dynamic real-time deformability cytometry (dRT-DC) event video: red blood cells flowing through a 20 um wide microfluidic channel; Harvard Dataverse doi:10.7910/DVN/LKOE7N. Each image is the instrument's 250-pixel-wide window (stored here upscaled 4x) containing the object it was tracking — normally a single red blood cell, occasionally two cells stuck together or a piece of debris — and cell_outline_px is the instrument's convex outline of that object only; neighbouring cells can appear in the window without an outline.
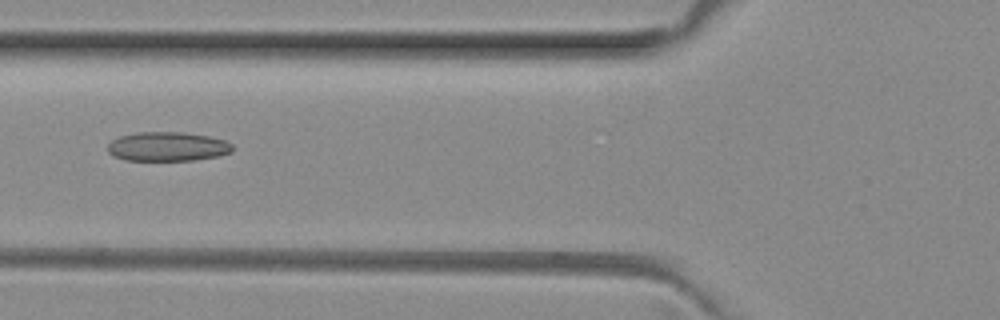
{"species": "common noctule bat (a hibernating species)", "species_latin": "Nyctalus noctula", "temperature_condition": "room temperature", "stored_images_in_passage": 6, "camera_frame_rate_fps": 3000, "um_per_image_px": 0.085, "animal": {"sex": "female", "body_mass_g": 29.2, "forearm_length_mm": 56.3}, "frame": {"image": 1, "passage_image": 6, "time_ms": 1.667, "image_size_px": [1000, 320], "cell_outline_px": [[232, 152], [220, 156], [196, 160], [124, 160], [112, 156], [108, 152], [108, 144], [112, 140], [120, 136], [136, 132], [184, 132], [208, 136], [224, 140], [232, 144]], "centroid_in_image_um": [14.23, 12.46], "position_along_channel_um": 111.6, "area_um2": 21.39}}